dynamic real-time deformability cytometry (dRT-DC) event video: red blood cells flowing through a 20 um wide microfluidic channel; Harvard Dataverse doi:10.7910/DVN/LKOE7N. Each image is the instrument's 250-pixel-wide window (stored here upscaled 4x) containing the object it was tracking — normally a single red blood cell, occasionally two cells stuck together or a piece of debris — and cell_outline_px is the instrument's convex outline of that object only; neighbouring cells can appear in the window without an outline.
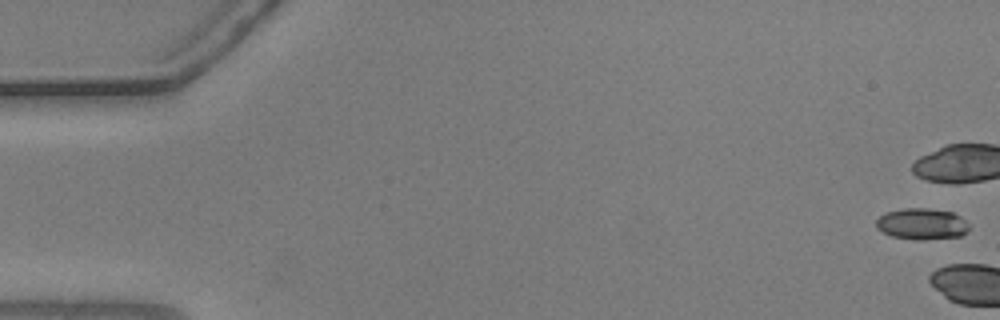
{"species": "common noctule bat (a hibernating species)", "species_latin": "Nyctalus noctula", "temperature_condition": "warm", "stored_images_in_passage": 4, "camera_frame_rate_fps": 3000, "um_per_image_px": 0.085, "animal": {"sex": "male", "body_mass_g": 20.5, "forearm_length_mm": 52.5}, "frame": {"image": 1, "passage_image": 1, "time_ms": 0.0, "image_size_px": [1000, 320], "cell_outline_px": [[968, 228], [960, 236], [924, 240], [916, 240], [892, 236], [876, 228], [876, 220], [880, 216], [888, 212], [904, 208], [928, 208], [952, 212], [960, 216], [968, 224]], "centroid_in_image_um": [78.34, 19.03], "position_along_channel_um": 6.7, "area_um2": 16.76}}